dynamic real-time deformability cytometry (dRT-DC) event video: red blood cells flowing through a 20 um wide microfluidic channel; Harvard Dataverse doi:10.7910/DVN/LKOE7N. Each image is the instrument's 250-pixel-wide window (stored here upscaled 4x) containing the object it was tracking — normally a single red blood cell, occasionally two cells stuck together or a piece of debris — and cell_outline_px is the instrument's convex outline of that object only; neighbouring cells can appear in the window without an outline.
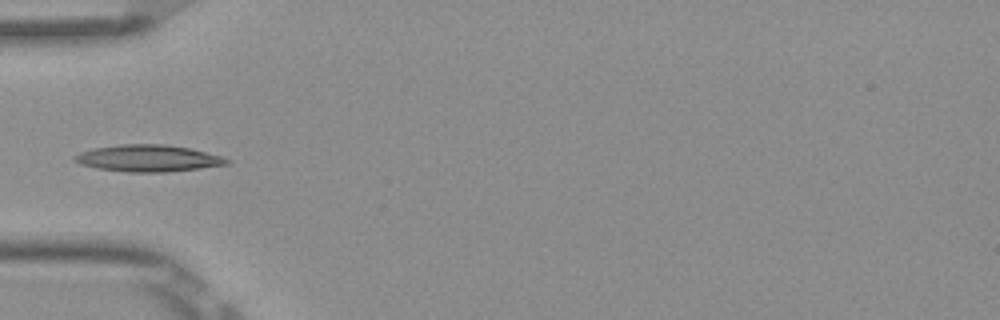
{"species": "Egyptian fruit bat (a non-hibernating species)", "species_latin": "Rousettus aegyptiacus", "temperature_condition": "room temperature", "stored_images_in_passage": 5, "camera_frame_rate_fps": 3000, "um_per_image_px": 0.085, "frame": {"image": 1, "passage_image": 5, "time_ms": 1.333, "image_size_px": [1000, 320], "cell_outline_px": [[232, 160], [228, 164], [200, 168], [168, 172], [128, 172], [96, 168], [80, 164], [72, 160], [72, 156], [80, 152], [92, 148], [120, 144], [164, 144], [192, 148], [224, 156]], "centroid_in_image_um": [12.6, 13.45], "position_along_channel_um": 72.4, "area_um2": 24.1}}